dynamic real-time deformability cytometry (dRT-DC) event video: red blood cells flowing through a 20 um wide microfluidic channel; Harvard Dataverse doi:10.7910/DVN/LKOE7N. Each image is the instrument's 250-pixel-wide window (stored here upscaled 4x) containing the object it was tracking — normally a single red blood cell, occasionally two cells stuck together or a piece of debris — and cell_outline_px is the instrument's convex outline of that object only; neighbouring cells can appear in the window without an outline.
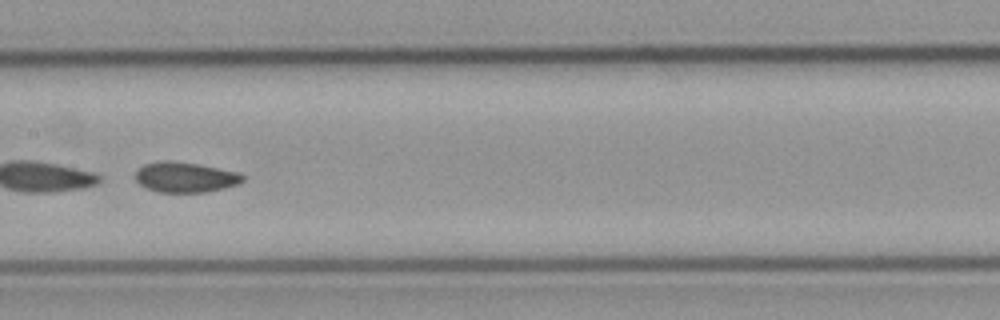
{"species": "common noctule bat (a hibernating species)", "species_latin": "Nyctalus noctula", "temperature_condition": "cold", "stored_images_in_passage": 52, "camera_frame_rate_fps": 3000, "um_per_image_px": 0.085, "animal": {"sex": "male", "body_mass_g": 23.1, "forearm_length_mm": 52.7}, "frame": {"image": 1, "passage_image": 26, "time_ms": 8.333, "image_size_px": [1000, 320], "cell_outline_px": [[244, 180], [236, 184], [224, 188], [208, 192], [160, 192], [148, 188], [140, 184], [136, 180], [136, 172], [144, 164], [160, 160], [168, 160], [196, 164], [240, 172], [244, 176]], "centroid_in_image_um": [15.76, 15.06], "position_along_channel_um": 191.6, "area_um2": 18.79}}